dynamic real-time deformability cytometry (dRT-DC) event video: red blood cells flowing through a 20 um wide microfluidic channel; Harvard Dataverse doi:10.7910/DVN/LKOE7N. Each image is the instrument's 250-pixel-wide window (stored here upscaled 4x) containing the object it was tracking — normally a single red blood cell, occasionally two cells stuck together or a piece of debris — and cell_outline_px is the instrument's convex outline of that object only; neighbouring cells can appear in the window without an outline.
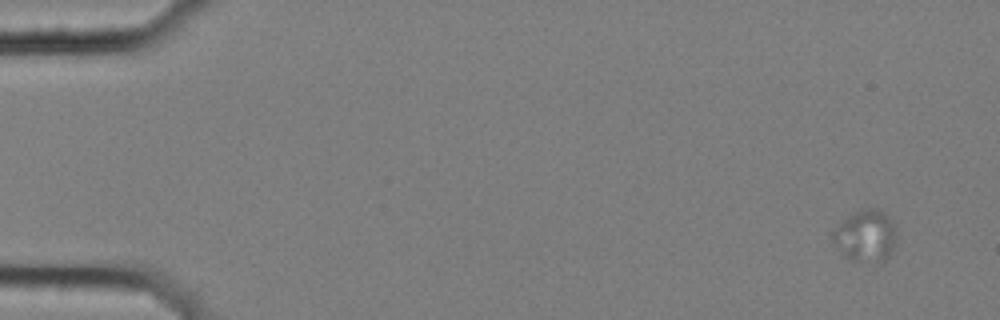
{"species": "common noctule bat (a hibernating species)", "species_latin": "Nyctalus noctula", "temperature_condition": "cold", "stored_images_in_passage": 5, "camera_frame_rate_fps": 3000, "um_per_image_px": 0.085, "animal": {"sex": "female", "body_mass_g": 25.1}, "frame": {"image": 1, "passage_image": 1, "time_ms": 0.0, "image_size_px": [1000, 320], "cell_outline_px": [[896, 244], [884, 264], [880, 264], [848, 260], [844, 256], [832, 240], [832, 232], [848, 216], [856, 212], [868, 208], [876, 208], [888, 216], [892, 220], [896, 228]], "centroid_in_image_um": [73.62, 20.11], "position_along_channel_um": 11.4, "area_um2": 19.54}}
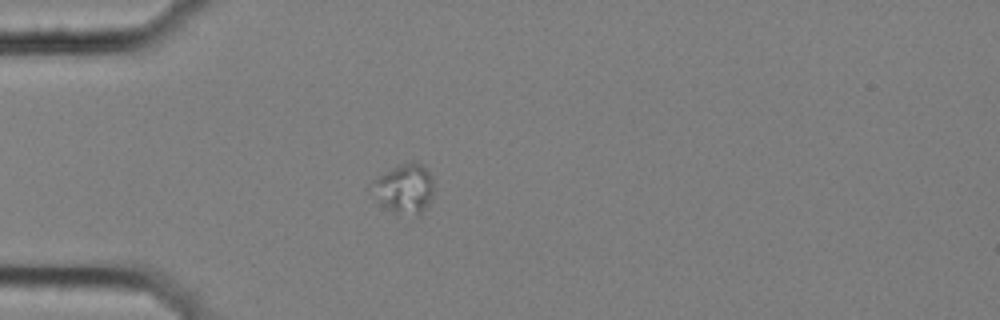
{"frame": {"image": 2, "passage_image": 5, "time_ms": 1.333, "image_size_px": [1000, 320], "cell_outline_px": [[432, 192], [424, 208], [420, 212], [392, 212], [380, 200], [368, 184], [372, 180], [400, 164], [412, 160], [420, 164], [432, 176]], "centroid_in_image_um": [34.34, 15.95], "position_along_channel_um": 50.7, "area_um2": 16.82}}